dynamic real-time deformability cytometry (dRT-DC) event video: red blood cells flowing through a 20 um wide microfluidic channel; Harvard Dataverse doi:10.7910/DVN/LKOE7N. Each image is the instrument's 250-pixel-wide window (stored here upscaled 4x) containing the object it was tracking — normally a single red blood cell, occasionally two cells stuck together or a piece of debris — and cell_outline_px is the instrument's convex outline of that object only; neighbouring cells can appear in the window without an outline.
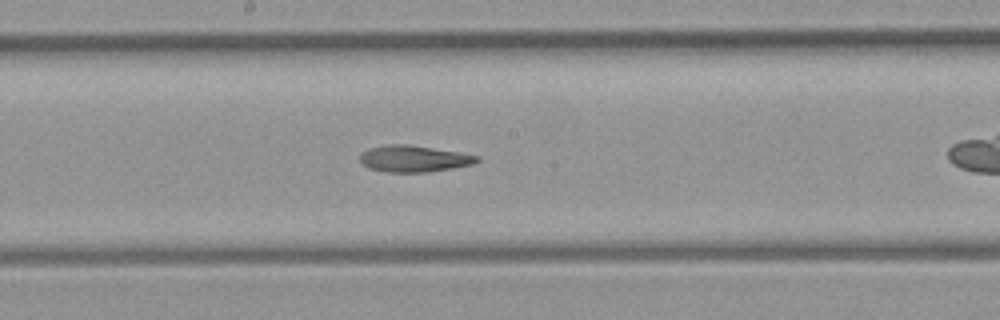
{"species": "common noctule bat (a hibernating species)", "species_latin": "Nyctalus noctula", "temperature_condition": "room temperature", "stored_images_in_passage": 36, "camera_frame_rate_fps": 3000, "um_per_image_px": 0.085, "animal": {"sex": "female", "body_mass_g": 21.9}, "frame": {"image": 1, "passage_image": 16, "time_ms": 5.0, "image_size_px": [1000, 320], "cell_outline_px": [[480, 160], [472, 164], [452, 168], [428, 172], [384, 172], [368, 168], [360, 160], [360, 152], [368, 148], [384, 144], [408, 144], [480, 156]], "centroid_in_image_um": [35.12, 13.48], "position_along_channel_um": 213.1, "area_um2": 18.09}}